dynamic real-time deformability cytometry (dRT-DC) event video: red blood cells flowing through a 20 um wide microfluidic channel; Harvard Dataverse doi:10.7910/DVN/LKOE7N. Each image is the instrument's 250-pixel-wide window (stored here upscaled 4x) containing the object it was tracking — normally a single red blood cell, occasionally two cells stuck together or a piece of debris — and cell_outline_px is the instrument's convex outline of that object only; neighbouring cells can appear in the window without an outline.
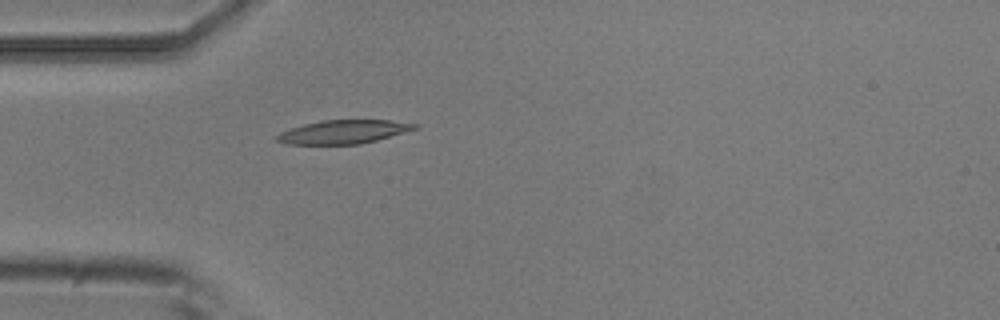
{"species": "common noctule bat (a hibernating species)", "species_latin": "Nyctalus noctula", "temperature_condition": "room temperature", "stored_images_in_passage": 2, "camera_frame_rate_fps": 3000, "um_per_image_px": 0.085, "animal": {"sex": "male", "body_mass_g": 20.5, "forearm_length_mm": 52.5}, "frame": {"image": 1, "passage_image": 2, "time_ms": 1.333, "image_size_px": [1000, 320], "cell_outline_px": [[420, 124], [416, 128], [404, 132], [376, 140], [360, 144], [288, 144], [276, 140], [272, 136], [280, 132], [304, 124], [320, 120], [388, 120]], "centroid_in_image_um": [29.15, 11.2], "position_along_channel_um": 55.9, "area_um2": 18.84}}